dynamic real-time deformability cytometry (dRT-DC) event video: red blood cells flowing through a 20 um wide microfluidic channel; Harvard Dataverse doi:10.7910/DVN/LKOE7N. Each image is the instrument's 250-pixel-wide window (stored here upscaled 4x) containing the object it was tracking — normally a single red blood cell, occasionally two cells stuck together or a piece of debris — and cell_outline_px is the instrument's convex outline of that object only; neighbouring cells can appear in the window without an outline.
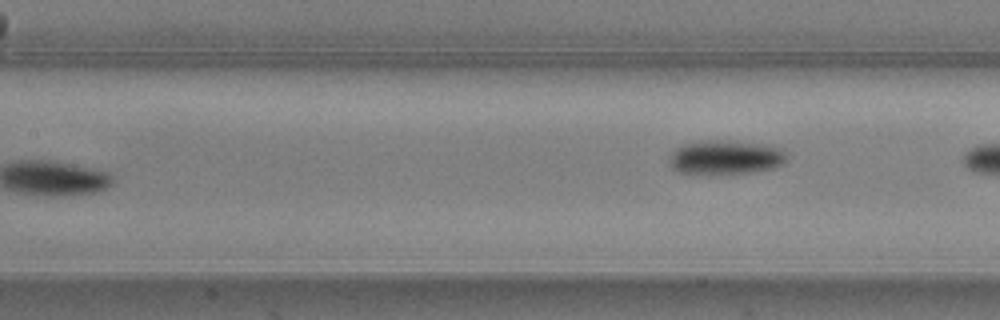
{"species": "common noctule bat (a hibernating species)", "species_latin": "Nyctalus noctula", "temperature_condition": "warm", "stored_images_in_passage": 7, "camera_frame_rate_fps": 3000, "um_per_image_px": 0.085, "animal": {"sex": "male", "body_mass_g": 20.5, "forearm_length_mm": 52.5}, "frame": {"image": 1, "passage_image": 7, "time_ms": 2.0, "image_size_px": [1000, 320], "cell_outline_px": [[788, 160], [784, 164], [772, 168], [748, 172], [708, 176], [696, 176], [680, 172], [672, 168], [672, 152], [676, 148], [684, 144], [696, 140], [724, 140], [768, 144], [780, 148], [788, 156]], "centroid_in_image_um": [61.68, 13.39], "position_along_channel_um": 145.7, "area_um2": 24.04}}